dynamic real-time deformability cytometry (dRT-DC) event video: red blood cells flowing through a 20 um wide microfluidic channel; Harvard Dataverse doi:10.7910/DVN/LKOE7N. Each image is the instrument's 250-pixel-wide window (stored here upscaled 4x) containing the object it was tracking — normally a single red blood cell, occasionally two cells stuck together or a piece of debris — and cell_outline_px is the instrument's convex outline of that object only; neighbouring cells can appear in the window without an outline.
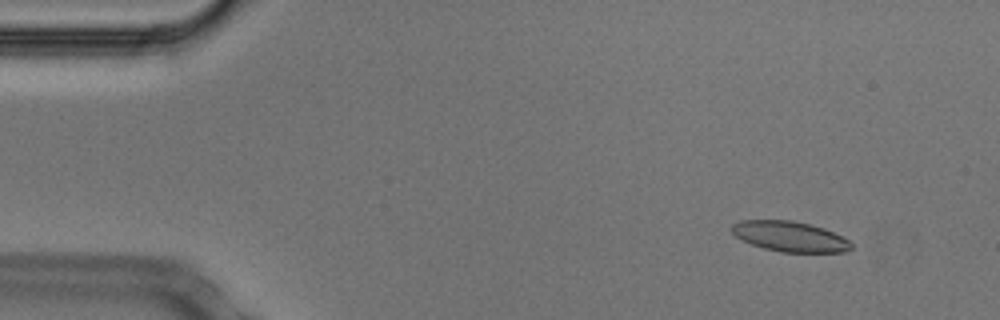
{"species": "Egyptian fruit bat (a non-hibernating species)", "species_latin": "Rousettus aegyptiacus", "temperature_condition": "cold", "stored_images_in_passage": 54, "camera_frame_rate_fps": 3000, "um_per_image_px": 0.085, "animal": {"sex": "male"}, "frame": {"image": 1, "passage_image": 6, "time_ms": 1.667, "image_size_px": [1000, 320], "cell_outline_px": [[852, 248], [844, 252], [780, 252], [764, 248], [752, 244], [736, 236], [728, 228], [732, 224], [740, 220], [792, 220], [824, 228], [848, 240], [852, 244]], "centroid_in_image_um": [67.1, 20.09], "position_along_channel_um": 17.9, "area_um2": 20.98}}
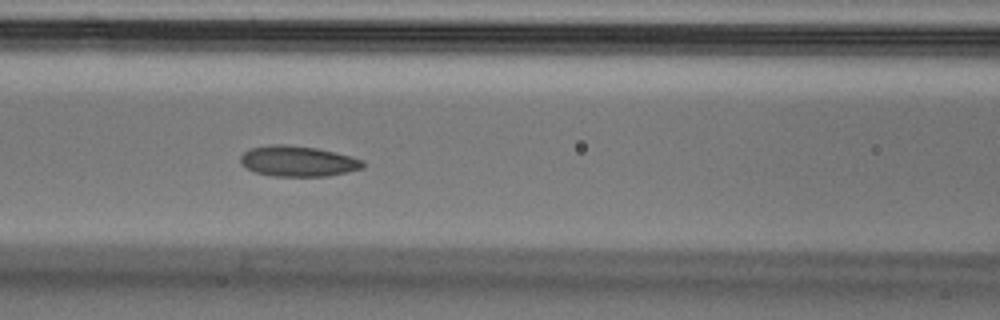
{"frame": {"image": 2, "passage_image": 23, "time_ms": 7.333, "image_size_px": [1000, 320], "cell_outline_px": [[364, 168], [348, 172], [328, 176], [272, 176], [256, 172], [240, 164], [240, 156], [248, 148], [272, 144], [284, 144], [316, 148], [364, 160]], "centroid_in_image_um": [25.3, 13.7], "position_along_channel_um": 141.3, "area_um2": 21.79}}
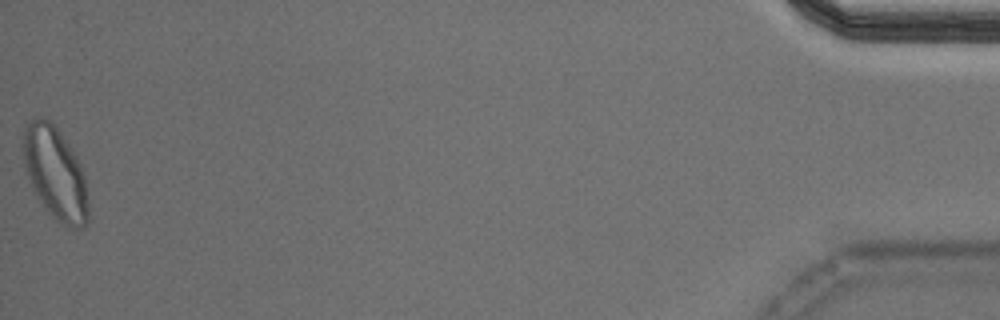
{"frame": {"image": 3, "passage_image": 54, "time_ms": 17.667, "image_size_px": [1000, 320], "cell_outline_px": [[88, 220], [84, 228], [68, 228], [56, 220], [44, 208], [36, 196], [32, 188], [24, 168], [20, 148], [20, 144], [24, 128], [32, 120], [40, 116], [48, 120], [56, 128], [68, 144], [80, 164], [84, 176], [88, 204]], "centroid_in_image_um": [4.64, 14.75], "position_along_channel_um": 430.6, "area_um2": 35.43}, "authors_computed_cell_mechanics": {"area_um2": 21.964, "velocity_mm_per_s": 3.7369, "shape_relaxation_time_tau1_ms": null, "shape_relaxation_time_tau2_ms": 2.1614, "deformation_change_tau1": null, "deformation_change_tau2": 0.0823}}